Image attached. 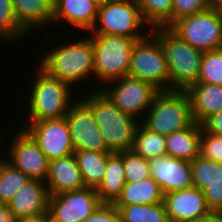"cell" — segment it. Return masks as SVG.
<instances>
[{
  "label": "cell",
  "mask_w": 222,
  "mask_h": 222,
  "mask_svg": "<svg viewBox=\"0 0 222 222\" xmlns=\"http://www.w3.org/2000/svg\"><path fill=\"white\" fill-rule=\"evenodd\" d=\"M79 97L91 110L106 147L111 152L132 150L140 121L123 113L99 88Z\"/></svg>",
  "instance_id": "cell-1"
},
{
  "label": "cell",
  "mask_w": 222,
  "mask_h": 222,
  "mask_svg": "<svg viewBox=\"0 0 222 222\" xmlns=\"http://www.w3.org/2000/svg\"><path fill=\"white\" fill-rule=\"evenodd\" d=\"M81 38L80 36L78 41L56 45L38 63L47 74L69 84L73 90L76 87L73 85L94 74L92 37L89 34L84 39Z\"/></svg>",
  "instance_id": "cell-2"
},
{
  "label": "cell",
  "mask_w": 222,
  "mask_h": 222,
  "mask_svg": "<svg viewBox=\"0 0 222 222\" xmlns=\"http://www.w3.org/2000/svg\"><path fill=\"white\" fill-rule=\"evenodd\" d=\"M168 63L171 91H187L198 83L203 52L183 41L168 27L153 28Z\"/></svg>",
  "instance_id": "cell-3"
},
{
  "label": "cell",
  "mask_w": 222,
  "mask_h": 222,
  "mask_svg": "<svg viewBox=\"0 0 222 222\" xmlns=\"http://www.w3.org/2000/svg\"><path fill=\"white\" fill-rule=\"evenodd\" d=\"M36 71V75H33V86H30L31 91L27 97L29 119L25 120L44 121L65 117L71 105L77 100L73 98L72 87L50 76L39 66Z\"/></svg>",
  "instance_id": "cell-4"
},
{
  "label": "cell",
  "mask_w": 222,
  "mask_h": 222,
  "mask_svg": "<svg viewBox=\"0 0 222 222\" xmlns=\"http://www.w3.org/2000/svg\"><path fill=\"white\" fill-rule=\"evenodd\" d=\"M143 118L145 128L164 136L195 123L186 91H159Z\"/></svg>",
  "instance_id": "cell-5"
},
{
  "label": "cell",
  "mask_w": 222,
  "mask_h": 222,
  "mask_svg": "<svg viewBox=\"0 0 222 222\" xmlns=\"http://www.w3.org/2000/svg\"><path fill=\"white\" fill-rule=\"evenodd\" d=\"M144 25L149 29L137 0H107L99 4L96 22L87 33L124 36L139 41L151 32L148 30L147 33Z\"/></svg>",
  "instance_id": "cell-6"
},
{
  "label": "cell",
  "mask_w": 222,
  "mask_h": 222,
  "mask_svg": "<svg viewBox=\"0 0 222 222\" xmlns=\"http://www.w3.org/2000/svg\"><path fill=\"white\" fill-rule=\"evenodd\" d=\"M94 50V76L103 84L128 75L133 38L90 34Z\"/></svg>",
  "instance_id": "cell-7"
},
{
  "label": "cell",
  "mask_w": 222,
  "mask_h": 222,
  "mask_svg": "<svg viewBox=\"0 0 222 222\" xmlns=\"http://www.w3.org/2000/svg\"><path fill=\"white\" fill-rule=\"evenodd\" d=\"M168 28L202 52L222 49V6L179 18Z\"/></svg>",
  "instance_id": "cell-8"
},
{
  "label": "cell",
  "mask_w": 222,
  "mask_h": 222,
  "mask_svg": "<svg viewBox=\"0 0 222 222\" xmlns=\"http://www.w3.org/2000/svg\"><path fill=\"white\" fill-rule=\"evenodd\" d=\"M127 76L148 82L159 91L170 90L165 53L160 41L151 32L134 44Z\"/></svg>",
  "instance_id": "cell-9"
},
{
  "label": "cell",
  "mask_w": 222,
  "mask_h": 222,
  "mask_svg": "<svg viewBox=\"0 0 222 222\" xmlns=\"http://www.w3.org/2000/svg\"><path fill=\"white\" fill-rule=\"evenodd\" d=\"M106 84L107 89L103 85L100 89L123 113L138 121H141L142 115L144 117L155 95L159 92L152 84L129 76L111 80Z\"/></svg>",
  "instance_id": "cell-10"
},
{
  "label": "cell",
  "mask_w": 222,
  "mask_h": 222,
  "mask_svg": "<svg viewBox=\"0 0 222 222\" xmlns=\"http://www.w3.org/2000/svg\"><path fill=\"white\" fill-rule=\"evenodd\" d=\"M100 204L94 188L56 194L49 197L47 218L51 222H83Z\"/></svg>",
  "instance_id": "cell-11"
},
{
  "label": "cell",
  "mask_w": 222,
  "mask_h": 222,
  "mask_svg": "<svg viewBox=\"0 0 222 222\" xmlns=\"http://www.w3.org/2000/svg\"><path fill=\"white\" fill-rule=\"evenodd\" d=\"M28 122L22 127L37 143L49 160L74 154L66 118Z\"/></svg>",
  "instance_id": "cell-12"
},
{
  "label": "cell",
  "mask_w": 222,
  "mask_h": 222,
  "mask_svg": "<svg viewBox=\"0 0 222 222\" xmlns=\"http://www.w3.org/2000/svg\"><path fill=\"white\" fill-rule=\"evenodd\" d=\"M74 151L111 152L105 145L92 110L80 99L65 115Z\"/></svg>",
  "instance_id": "cell-13"
},
{
  "label": "cell",
  "mask_w": 222,
  "mask_h": 222,
  "mask_svg": "<svg viewBox=\"0 0 222 222\" xmlns=\"http://www.w3.org/2000/svg\"><path fill=\"white\" fill-rule=\"evenodd\" d=\"M18 133V134H17ZM13 135L7 155L8 161L30 179L46 181L50 160L33 138L23 129ZM17 135V136H16Z\"/></svg>",
  "instance_id": "cell-14"
},
{
  "label": "cell",
  "mask_w": 222,
  "mask_h": 222,
  "mask_svg": "<svg viewBox=\"0 0 222 222\" xmlns=\"http://www.w3.org/2000/svg\"><path fill=\"white\" fill-rule=\"evenodd\" d=\"M163 204L169 222H195L213 213L195 186L163 194Z\"/></svg>",
  "instance_id": "cell-15"
},
{
  "label": "cell",
  "mask_w": 222,
  "mask_h": 222,
  "mask_svg": "<svg viewBox=\"0 0 222 222\" xmlns=\"http://www.w3.org/2000/svg\"><path fill=\"white\" fill-rule=\"evenodd\" d=\"M151 177L163 194L193 186L191 163L168 155L149 159Z\"/></svg>",
  "instance_id": "cell-16"
},
{
  "label": "cell",
  "mask_w": 222,
  "mask_h": 222,
  "mask_svg": "<svg viewBox=\"0 0 222 222\" xmlns=\"http://www.w3.org/2000/svg\"><path fill=\"white\" fill-rule=\"evenodd\" d=\"M49 197L44 181L29 179L8 206L15 219L47 217Z\"/></svg>",
  "instance_id": "cell-17"
},
{
  "label": "cell",
  "mask_w": 222,
  "mask_h": 222,
  "mask_svg": "<svg viewBox=\"0 0 222 222\" xmlns=\"http://www.w3.org/2000/svg\"><path fill=\"white\" fill-rule=\"evenodd\" d=\"M98 7L95 0H54L52 25L64 21L72 29L89 32L96 22Z\"/></svg>",
  "instance_id": "cell-18"
},
{
  "label": "cell",
  "mask_w": 222,
  "mask_h": 222,
  "mask_svg": "<svg viewBox=\"0 0 222 222\" xmlns=\"http://www.w3.org/2000/svg\"><path fill=\"white\" fill-rule=\"evenodd\" d=\"M45 183L50 196L86 187L74 154L50 160Z\"/></svg>",
  "instance_id": "cell-19"
},
{
  "label": "cell",
  "mask_w": 222,
  "mask_h": 222,
  "mask_svg": "<svg viewBox=\"0 0 222 222\" xmlns=\"http://www.w3.org/2000/svg\"><path fill=\"white\" fill-rule=\"evenodd\" d=\"M54 0H12L17 22L29 33L52 24Z\"/></svg>",
  "instance_id": "cell-20"
},
{
  "label": "cell",
  "mask_w": 222,
  "mask_h": 222,
  "mask_svg": "<svg viewBox=\"0 0 222 222\" xmlns=\"http://www.w3.org/2000/svg\"><path fill=\"white\" fill-rule=\"evenodd\" d=\"M194 121L202 124L206 119L222 110V86L196 83L187 91Z\"/></svg>",
  "instance_id": "cell-21"
},
{
  "label": "cell",
  "mask_w": 222,
  "mask_h": 222,
  "mask_svg": "<svg viewBox=\"0 0 222 222\" xmlns=\"http://www.w3.org/2000/svg\"><path fill=\"white\" fill-rule=\"evenodd\" d=\"M201 125L172 132L166 136V155L192 162L200 156Z\"/></svg>",
  "instance_id": "cell-22"
},
{
  "label": "cell",
  "mask_w": 222,
  "mask_h": 222,
  "mask_svg": "<svg viewBox=\"0 0 222 222\" xmlns=\"http://www.w3.org/2000/svg\"><path fill=\"white\" fill-rule=\"evenodd\" d=\"M125 183L123 159L117 152H113L108 157L103 179L95 189L100 202L113 204L120 196Z\"/></svg>",
  "instance_id": "cell-23"
},
{
  "label": "cell",
  "mask_w": 222,
  "mask_h": 222,
  "mask_svg": "<svg viewBox=\"0 0 222 222\" xmlns=\"http://www.w3.org/2000/svg\"><path fill=\"white\" fill-rule=\"evenodd\" d=\"M163 202V192L152 178H146L136 183L126 182L120 196L113 205L157 204Z\"/></svg>",
  "instance_id": "cell-24"
},
{
  "label": "cell",
  "mask_w": 222,
  "mask_h": 222,
  "mask_svg": "<svg viewBox=\"0 0 222 222\" xmlns=\"http://www.w3.org/2000/svg\"><path fill=\"white\" fill-rule=\"evenodd\" d=\"M113 152L75 151L78 168L86 187L96 189L104 176L108 157Z\"/></svg>",
  "instance_id": "cell-25"
},
{
  "label": "cell",
  "mask_w": 222,
  "mask_h": 222,
  "mask_svg": "<svg viewBox=\"0 0 222 222\" xmlns=\"http://www.w3.org/2000/svg\"><path fill=\"white\" fill-rule=\"evenodd\" d=\"M132 150L145 159L166 155V136L138 124Z\"/></svg>",
  "instance_id": "cell-26"
},
{
  "label": "cell",
  "mask_w": 222,
  "mask_h": 222,
  "mask_svg": "<svg viewBox=\"0 0 222 222\" xmlns=\"http://www.w3.org/2000/svg\"><path fill=\"white\" fill-rule=\"evenodd\" d=\"M114 206L119 210L122 222H169L163 202Z\"/></svg>",
  "instance_id": "cell-27"
},
{
  "label": "cell",
  "mask_w": 222,
  "mask_h": 222,
  "mask_svg": "<svg viewBox=\"0 0 222 222\" xmlns=\"http://www.w3.org/2000/svg\"><path fill=\"white\" fill-rule=\"evenodd\" d=\"M142 18L150 30L157 27H169L172 24L174 0H137Z\"/></svg>",
  "instance_id": "cell-28"
},
{
  "label": "cell",
  "mask_w": 222,
  "mask_h": 222,
  "mask_svg": "<svg viewBox=\"0 0 222 222\" xmlns=\"http://www.w3.org/2000/svg\"><path fill=\"white\" fill-rule=\"evenodd\" d=\"M29 179L3 156L0 161V201L8 204Z\"/></svg>",
  "instance_id": "cell-29"
},
{
  "label": "cell",
  "mask_w": 222,
  "mask_h": 222,
  "mask_svg": "<svg viewBox=\"0 0 222 222\" xmlns=\"http://www.w3.org/2000/svg\"><path fill=\"white\" fill-rule=\"evenodd\" d=\"M28 36V32L17 22L13 10L12 0H0V39L2 42L11 41ZM0 40V41H1Z\"/></svg>",
  "instance_id": "cell-30"
},
{
  "label": "cell",
  "mask_w": 222,
  "mask_h": 222,
  "mask_svg": "<svg viewBox=\"0 0 222 222\" xmlns=\"http://www.w3.org/2000/svg\"><path fill=\"white\" fill-rule=\"evenodd\" d=\"M191 163L193 186L203 191L210 183L222 179V164L208 161L201 156L195 158Z\"/></svg>",
  "instance_id": "cell-31"
},
{
  "label": "cell",
  "mask_w": 222,
  "mask_h": 222,
  "mask_svg": "<svg viewBox=\"0 0 222 222\" xmlns=\"http://www.w3.org/2000/svg\"><path fill=\"white\" fill-rule=\"evenodd\" d=\"M123 159L125 182L136 183L151 177L149 160L136 154L133 150L117 152Z\"/></svg>",
  "instance_id": "cell-32"
},
{
  "label": "cell",
  "mask_w": 222,
  "mask_h": 222,
  "mask_svg": "<svg viewBox=\"0 0 222 222\" xmlns=\"http://www.w3.org/2000/svg\"><path fill=\"white\" fill-rule=\"evenodd\" d=\"M198 83L222 86V49L203 52Z\"/></svg>",
  "instance_id": "cell-33"
},
{
  "label": "cell",
  "mask_w": 222,
  "mask_h": 222,
  "mask_svg": "<svg viewBox=\"0 0 222 222\" xmlns=\"http://www.w3.org/2000/svg\"><path fill=\"white\" fill-rule=\"evenodd\" d=\"M200 156L222 164V136L212 134L201 126Z\"/></svg>",
  "instance_id": "cell-34"
},
{
  "label": "cell",
  "mask_w": 222,
  "mask_h": 222,
  "mask_svg": "<svg viewBox=\"0 0 222 222\" xmlns=\"http://www.w3.org/2000/svg\"><path fill=\"white\" fill-rule=\"evenodd\" d=\"M212 0H174L172 8V23L179 18L202 12L214 7Z\"/></svg>",
  "instance_id": "cell-35"
},
{
  "label": "cell",
  "mask_w": 222,
  "mask_h": 222,
  "mask_svg": "<svg viewBox=\"0 0 222 222\" xmlns=\"http://www.w3.org/2000/svg\"><path fill=\"white\" fill-rule=\"evenodd\" d=\"M83 222H122V217L113 204L101 203Z\"/></svg>",
  "instance_id": "cell-36"
},
{
  "label": "cell",
  "mask_w": 222,
  "mask_h": 222,
  "mask_svg": "<svg viewBox=\"0 0 222 222\" xmlns=\"http://www.w3.org/2000/svg\"><path fill=\"white\" fill-rule=\"evenodd\" d=\"M208 207L214 213H222V179H217L203 190Z\"/></svg>",
  "instance_id": "cell-37"
},
{
  "label": "cell",
  "mask_w": 222,
  "mask_h": 222,
  "mask_svg": "<svg viewBox=\"0 0 222 222\" xmlns=\"http://www.w3.org/2000/svg\"><path fill=\"white\" fill-rule=\"evenodd\" d=\"M201 126L212 134L222 136V110L206 119Z\"/></svg>",
  "instance_id": "cell-38"
},
{
  "label": "cell",
  "mask_w": 222,
  "mask_h": 222,
  "mask_svg": "<svg viewBox=\"0 0 222 222\" xmlns=\"http://www.w3.org/2000/svg\"><path fill=\"white\" fill-rule=\"evenodd\" d=\"M15 220L8 204L0 201V222H15Z\"/></svg>",
  "instance_id": "cell-39"
},
{
  "label": "cell",
  "mask_w": 222,
  "mask_h": 222,
  "mask_svg": "<svg viewBox=\"0 0 222 222\" xmlns=\"http://www.w3.org/2000/svg\"><path fill=\"white\" fill-rule=\"evenodd\" d=\"M195 222H222V213L213 212L211 215Z\"/></svg>",
  "instance_id": "cell-40"
},
{
  "label": "cell",
  "mask_w": 222,
  "mask_h": 222,
  "mask_svg": "<svg viewBox=\"0 0 222 222\" xmlns=\"http://www.w3.org/2000/svg\"><path fill=\"white\" fill-rule=\"evenodd\" d=\"M15 222H46V217L16 219Z\"/></svg>",
  "instance_id": "cell-41"
},
{
  "label": "cell",
  "mask_w": 222,
  "mask_h": 222,
  "mask_svg": "<svg viewBox=\"0 0 222 222\" xmlns=\"http://www.w3.org/2000/svg\"><path fill=\"white\" fill-rule=\"evenodd\" d=\"M215 6H222V0H212Z\"/></svg>",
  "instance_id": "cell-42"
},
{
  "label": "cell",
  "mask_w": 222,
  "mask_h": 222,
  "mask_svg": "<svg viewBox=\"0 0 222 222\" xmlns=\"http://www.w3.org/2000/svg\"><path fill=\"white\" fill-rule=\"evenodd\" d=\"M95 1H97L99 4H101V3H103V2H105L107 0H95Z\"/></svg>",
  "instance_id": "cell-43"
}]
</instances>
